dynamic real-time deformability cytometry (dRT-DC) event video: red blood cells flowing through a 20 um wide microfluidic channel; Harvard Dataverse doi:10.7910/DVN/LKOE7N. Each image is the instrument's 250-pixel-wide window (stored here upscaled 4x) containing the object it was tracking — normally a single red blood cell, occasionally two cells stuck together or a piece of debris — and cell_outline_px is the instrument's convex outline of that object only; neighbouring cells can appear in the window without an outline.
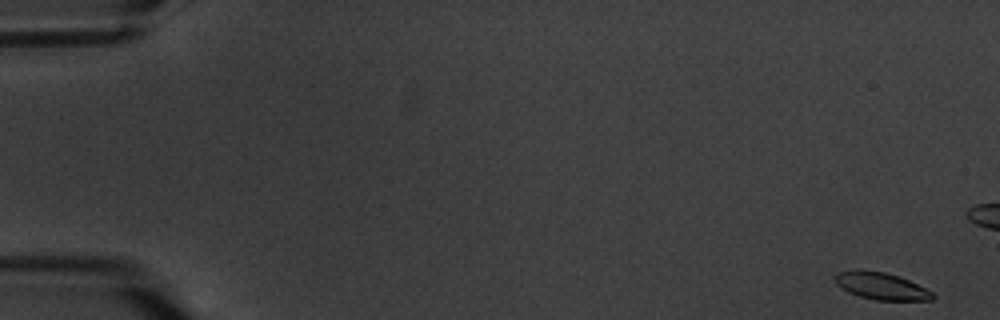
{"species": "common noctule bat (a hibernating species)", "species_latin": "Nyctalus noctula", "temperature_condition": "warm", "stored_images_in_passage": 7, "camera_frame_rate_fps": 3000, "um_per_image_px": 0.085, "animal": {"sex": "male", "body_mass_g": 20.1, "forearm_length_mm": 53.5}, "frame": {"image": 1, "passage_image": 1, "time_ms": 0.0, "image_size_px": [1000, 320], "cell_outline_px": [[936, 296], [932, 300], [876, 300], [860, 296], [848, 292], [840, 288], [836, 284], [836, 276], [840, 272], [884, 272], [900, 276], [932, 292]], "centroid_in_image_um": [74.96, 24.36], "position_along_channel_um": 10.0, "area_um2": 14.74}}